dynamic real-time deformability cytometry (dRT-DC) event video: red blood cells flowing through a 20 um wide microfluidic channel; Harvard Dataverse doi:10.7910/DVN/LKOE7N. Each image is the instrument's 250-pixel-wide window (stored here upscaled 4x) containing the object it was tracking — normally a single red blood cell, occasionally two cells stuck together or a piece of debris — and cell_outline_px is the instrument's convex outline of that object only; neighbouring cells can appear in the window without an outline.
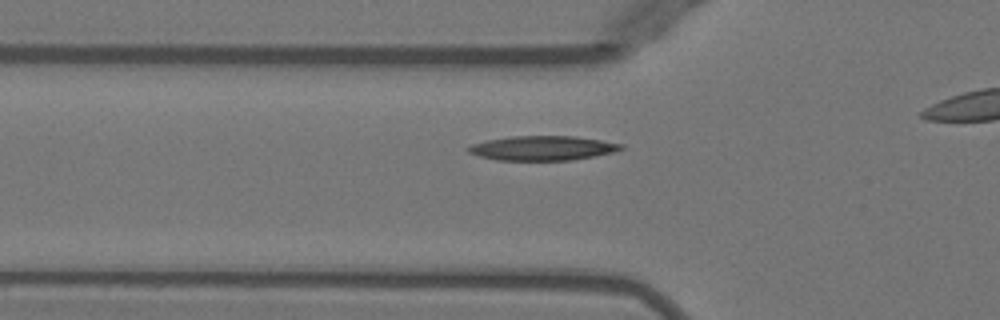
{"species": "Egyptian fruit bat (a non-hibernating species)", "species_latin": "Rousettus aegyptiacus", "temperature_condition": "warm", "stored_images_in_passage": 38, "camera_frame_rate_fps": 3000, "um_per_image_px": 0.085, "animal": {"sex": "female"}, "frame": {"image": 1, "passage_image": 13, "time_ms": 4.0, "image_size_px": [1000, 320], "cell_outline_px": [[624, 148], [612, 152], [572, 160], [496, 160], [480, 156], [468, 152], [464, 148], [472, 144], [488, 140], [508, 136], [576, 136], [624, 144]], "centroid_in_image_um": [46.08, 12.58], "position_along_channel_um": 79.7, "area_um2": 21.73}}
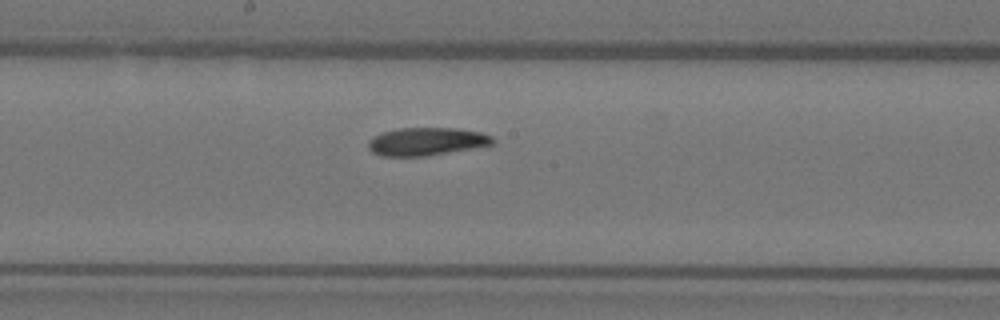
{"frame": {"image": 2, "passage_image": 23, "time_ms": 7.333, "image_size_px": [1000, 320], "cell_outline_px": [[496, 140], [492, 144], [424, 156], [380, 156], [372, 152], [368, 148], [368, 140], [372, 136], [380, 132], [396, 128], [460, 128], [480, 132], [492, 136]], "centroid_in_image_um": [36.18, 12.01], "position_along_channel_um": 212.0, "area_um2": 20.29}}
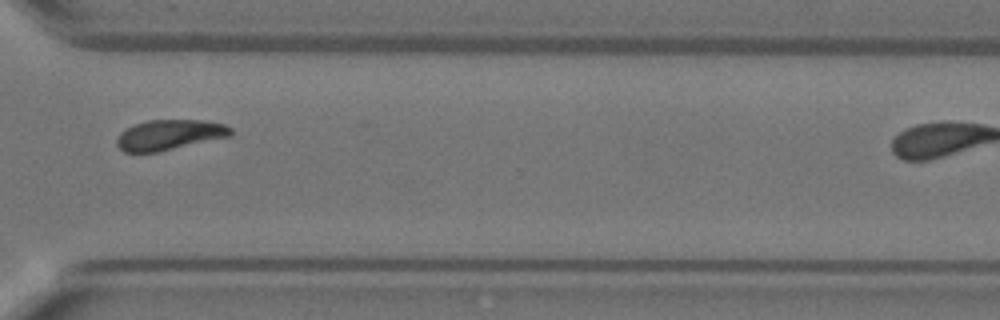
{"frame": {"image": 3, "passage_image": 34, "time_ms": 11.0, "image_size_px": [1000, 320], "cell_outline_px": [[232, 136], [156, 152], [124, 152], [116, 144], [116, 140], [120, 132], [136, 124], [148, 120], [204, 120], [224, 124], [232, 128]], "centroid_in_image_um": [14.42, 11.46], "position_along_channel_um": 356.2, "area_um2": 20.0}}